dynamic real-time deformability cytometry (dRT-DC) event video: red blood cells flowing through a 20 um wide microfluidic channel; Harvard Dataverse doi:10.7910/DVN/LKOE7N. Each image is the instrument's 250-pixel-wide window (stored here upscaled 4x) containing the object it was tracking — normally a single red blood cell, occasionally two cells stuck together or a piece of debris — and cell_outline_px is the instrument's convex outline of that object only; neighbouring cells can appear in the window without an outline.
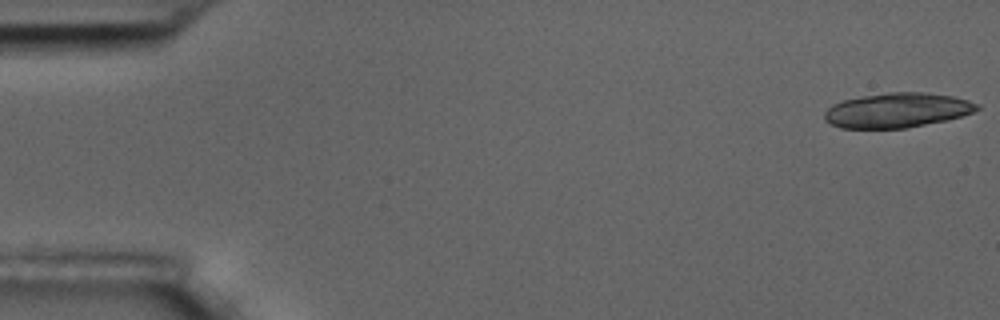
{"species": "common noctule bat (a hibernating species)", "species_latin": "Nyctalus noctula", "temperature_condition": "room temperature", "stored_images_in_passage": 12, "camera_frame_rate_fps": 3000, "um_per_image_px": 0.085, "animal": {"sex": "male", "body_mass_g": 17.5, "forearm_length_mm": 52.3}, "frame": {"image": 1, "passage_image": 1, "time_ms": 0.0, "image_size_px": [1000, 320], "cell_outline_px": [[980, 108], [972, 112], [948, 120], [908, 128], [840, 128], [824, 120], [824, 112], [832, 104], [844, 100], [860, 96], [888, 92], [924, 92], [952, 96], [968, 100], [980, 104]], "centroid_in_image_um": [76.25, 9.37], "position_along_channel_um": 8.7, "area_um2": 30.98}}